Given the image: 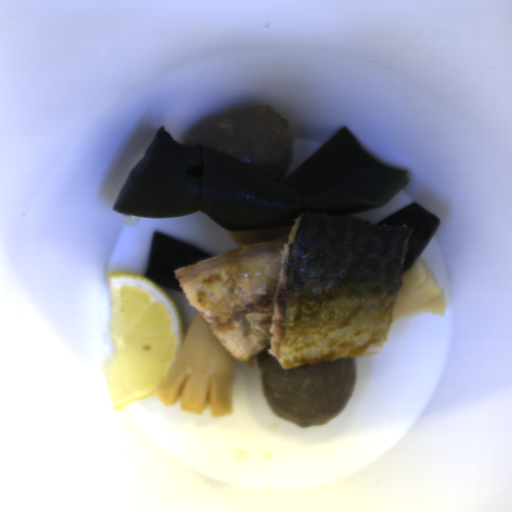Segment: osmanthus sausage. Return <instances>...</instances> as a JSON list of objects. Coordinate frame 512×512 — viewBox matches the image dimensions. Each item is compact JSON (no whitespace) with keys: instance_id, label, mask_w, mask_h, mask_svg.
I'll list each match as a JSON object with an SVG mask.
<instances>
[{"instance_id":"obj_1","label":"osmanthus sausage","mask_w":512,"mask_h":512,"mask_svg":"<svg viewBox=\"0 0 512 512\" xmlns=\"http://www.w3.org/2000/svg\"><path fill=\"white\" fill-rule=\"evenodd\" d=\"M239 360L232 357L199 314L183 334V341L165 380L153 391L165 405L176 404L200 415H232V391Z\"/></svg>"},{"instance_id":"obj_2","label":"osmanthus sausage","mask_w":512,"mask_h":512,"mask_svg":"<svg viewBox=\"0 0 512 512\" xmlns=\"http://www.w3.org/2000/svg\"><path fill=\"white\" fill-rule=\"evenodd\" d=\"M447 302L429 265L423 258H416L412 265L402 272L393 318H408L422 313H433L444 317Z\"/></svg>"}]
</instances>
